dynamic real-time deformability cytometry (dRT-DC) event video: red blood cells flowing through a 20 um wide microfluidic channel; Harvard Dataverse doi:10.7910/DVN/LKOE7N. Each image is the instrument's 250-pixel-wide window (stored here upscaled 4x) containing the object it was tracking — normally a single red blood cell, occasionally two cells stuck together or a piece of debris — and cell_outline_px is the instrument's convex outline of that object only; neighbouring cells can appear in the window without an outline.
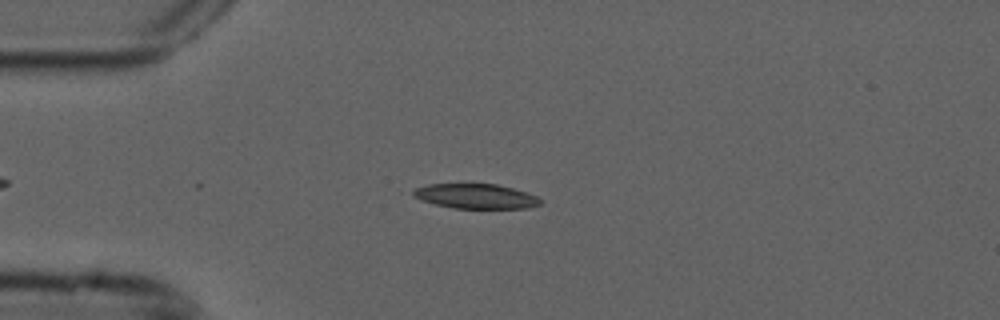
{"species": "common noctule bat (a hibernating species)", "species_latin": "Nyctalus noctula", "temperature_condition": "cold", "stored_images_in_passage": 8, "camera_frame_rate_fps": 3000, "um_per_image_px": 0.085, "animal": {"sex": "male", "forearm_length_mm": 52.5}, "frame": {"image": 1, "passage_image": 5, "time_ms": 1.333, "image_size_px": [1000, 320], "cell_outline_px": [[544, 200], [540, 204], [528, 208], [456, 208], [436, 204], [412, 196], [408, 192], [416, 188], [428, 184], [496, 184], [528, 192]], "centroid_in_image_um": [40.45, 16.67], "position_along_channel_um": 44.5, "area_um2": 18.32}}
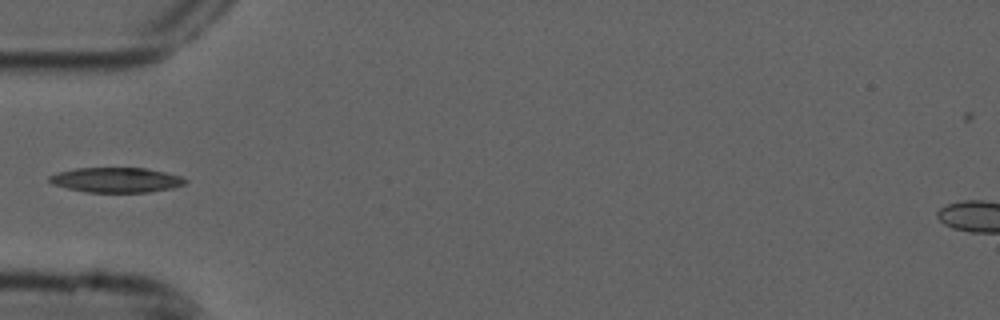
{"frame": {"image": 2, "passage_image": 6, "time_ms": 1.667, "image_size_px": [1000, 320], "cell_outline_px": [[188, 180], [184, 184], [172, 188], [148, 192], [88, 192], [68, 188], [52, 184], [48, 180], [48, 176], [56, 172], [76, 168], [144, 168], [164, 172], [180, 176]], "centroid_in_image_um": [9.84, 15.29], "position_along_channel_um": 75.2, "area_um2": 19.65}}